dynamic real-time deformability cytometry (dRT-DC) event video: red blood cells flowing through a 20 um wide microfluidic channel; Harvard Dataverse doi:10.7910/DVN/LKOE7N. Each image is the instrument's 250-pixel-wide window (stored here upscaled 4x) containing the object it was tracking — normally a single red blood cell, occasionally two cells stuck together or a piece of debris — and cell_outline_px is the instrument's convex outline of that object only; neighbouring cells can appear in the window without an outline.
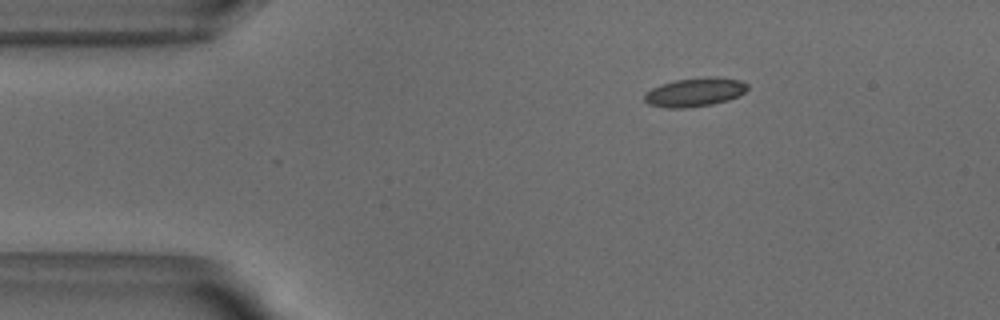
{"species": "common noctule bat (a hibernating species)", "species_latin": "Nyctalus noctula", "temperature_condition": "warm", "stored_images_in_passage": 34, "camera_frame_rate_fps": 3000, "um_per_image_px": 0.085, "animal": {"sex": "male", "body_mass_g": 18.8}, "frame": {"image": 1, "passage_image": 1, "time_ms": 0.0, "image_size_px": [1000, 320], "cell_outline_px": [[748, 88], [744, 92], [728, 100], [712, 104], [684, 108], [664, 108], [648, 104], [644, 100], [644, 96], [652, 88], [660, 84], [676, 80], [712, 76], [716, 76], [740, 80], [748, 84]], "centroid_in_image_um": [59.06, 7.83], "position_along_channel_um": 25.9, "area_um2": 17.22}}
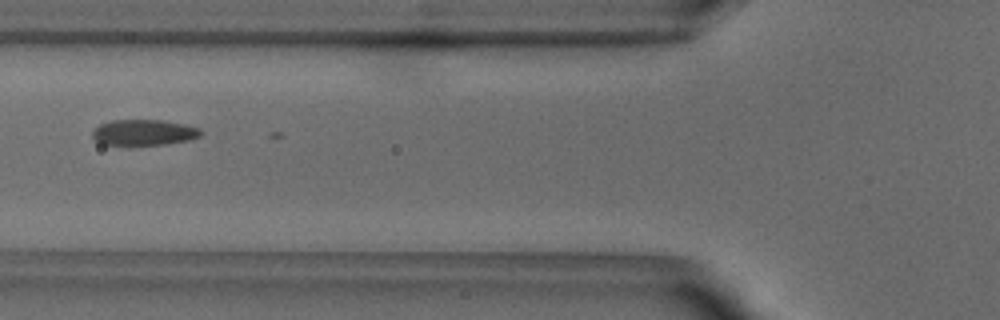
{"frame": {"image": 2, "passage_image": 12, "time_ms": 3.667, "image_size_px": [1000, 320], "cell_outline_px": [[204, 132], [200, 136], [188, 140], [164, 144], [128, 148], [100, 144], [92, 136], [92, 132], [100, 124], [112, 120], [164, 120], [184, 124], [200, 128]], "centroid_in_image_um": [12.19, 11.3], "position_along_channel_um": 113.6, "area_um2": 17.05}}
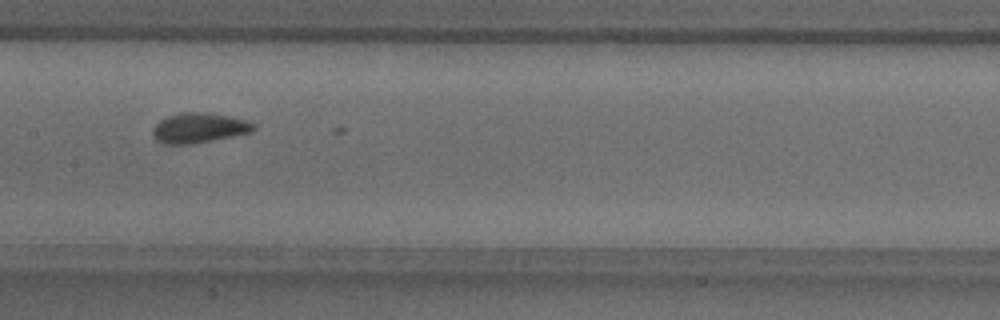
{"frame": {"image": 3, "passage_image": 18, "time_ms": 5.667, "image_size_px": [1000, 320], "cell_outline_px": [[256, 128], [252, 132], [192, 144], [164, 144], [156, 140], [152, 136], [152, 132], [156, 124], [160, 120], [168, 116], [180, 112], [200, 112], [228, 116], [244, 120], [256, 124]], "centroid_in_image_um": [16.89, 10.88], "position_along_channel_um": 190.5, "area_um2": 17.51}}